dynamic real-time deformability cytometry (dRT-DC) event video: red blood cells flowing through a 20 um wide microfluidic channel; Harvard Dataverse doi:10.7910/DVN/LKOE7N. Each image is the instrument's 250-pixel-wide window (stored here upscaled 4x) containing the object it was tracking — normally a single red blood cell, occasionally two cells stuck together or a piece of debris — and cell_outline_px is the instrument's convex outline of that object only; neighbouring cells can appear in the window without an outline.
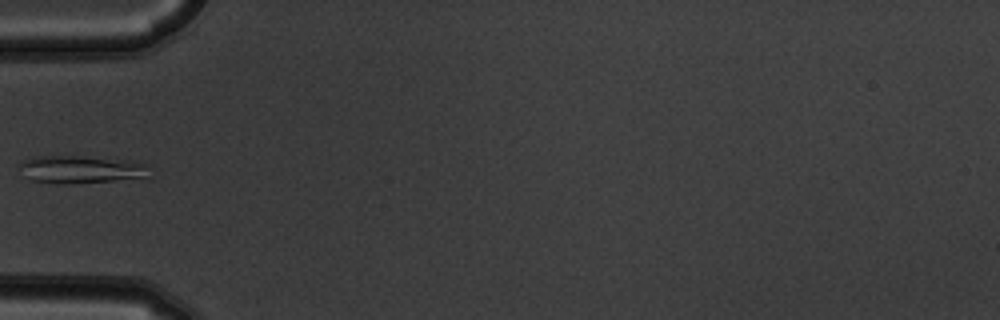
{"species": "common noctule bat (a hibernating species)", "species_latin": "Nyctalus noctula", "temperature_condition": "warm", "stored_images_in_passage": 6, "camera_frame_rate_fps": 3000, "um_per_image_px": 0.085, "animal": {"sex": "male", "body_mass_g": 19.5, "forearm_length_mm": 54.6}, "frame": {"image": 1, "passage_image": 5, "time_ms": 1.333, "image_size_px": [1000, 320], "cell_outline_px": [[152, 180], [72, 184], [60, 184], [32, 180], [16, 164], [20, 160], [36, 156], [76, 156], [132, 160], [148, 164]], "centroid_in_image_um": [7.09, 14.43], "position_along_channel_um": 77.9, "area_um2": 22.2}}
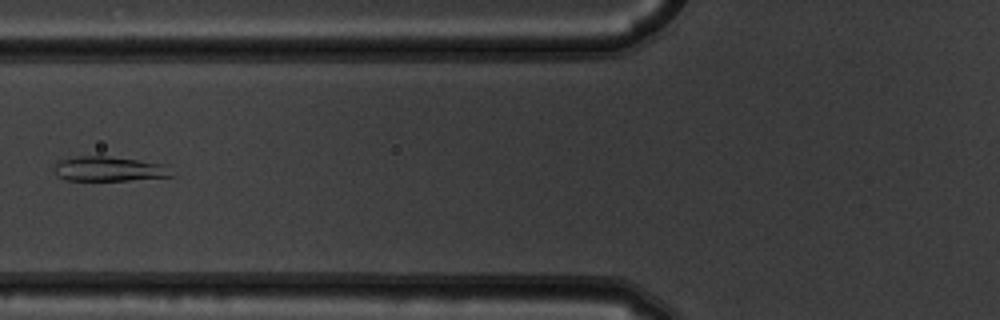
{"frame": {"image": 2, "passage_image": 6, "time_ms": 1.667, "image_size_px": [1000, 320], "cell_outline_px": [[172, 176], [128, 180], [64, 180], [56, 176], [56, 160], [76, 156], [108, 156], [164, 164]], "centroid_in_image_um": [9.17, 14.35], "position_along_channel_um": 116.6, "area_um2": 16.65}}